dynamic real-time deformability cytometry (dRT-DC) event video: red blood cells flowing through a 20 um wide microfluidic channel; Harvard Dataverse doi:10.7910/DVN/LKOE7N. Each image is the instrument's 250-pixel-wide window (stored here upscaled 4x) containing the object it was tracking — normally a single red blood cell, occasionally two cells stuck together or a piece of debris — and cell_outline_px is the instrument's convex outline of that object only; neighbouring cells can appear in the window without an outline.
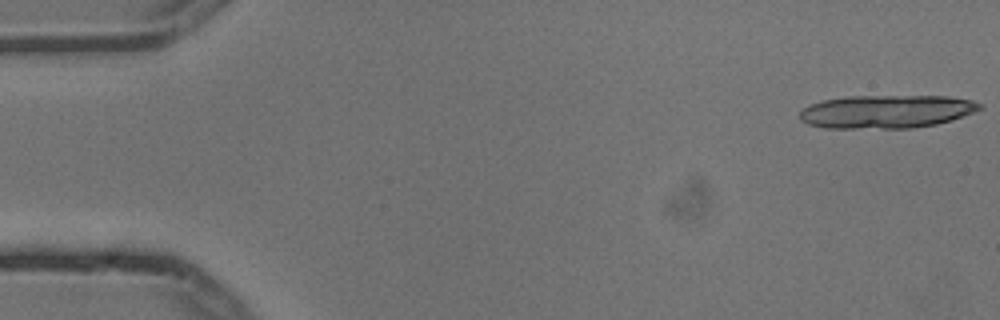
{"species": "common noctule bat (a hibernating species)", "species_latin": "Nyctalus noctula", "temperature_condition": "cold", "stored_images_in_passage": 6, "camera_frame_rate_fps": 3000, "um_per_image_px": 0.085, "animal": {"sex": "male", "body_mass_g": 13.3}, "frame": {"image": 1, "passage_image": 1, "time_ms": 0.0, "image_size_px": [1000, 320], "cell_outline_px": [[984, 108], [976, 112], [936, 124], [912, 128], [824, 128], [808, 124], [800, 120], [800, 112], [808, 104], [820, 100], [848, 96], [948, 96], [972, 100], [984, 104]], "centroid_in_image_um": [75.35, 9.47], "position_along_channel_um": 9.6, "area_um2": 35.2}}